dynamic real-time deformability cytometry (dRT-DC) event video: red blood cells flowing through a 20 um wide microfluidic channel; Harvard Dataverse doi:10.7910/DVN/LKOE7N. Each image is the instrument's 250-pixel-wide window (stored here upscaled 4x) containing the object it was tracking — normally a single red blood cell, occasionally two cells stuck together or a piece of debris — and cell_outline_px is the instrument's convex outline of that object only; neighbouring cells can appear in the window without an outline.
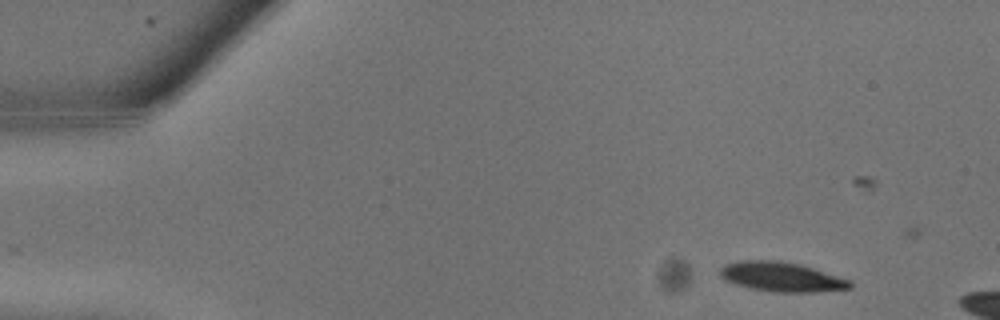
{"species": "common noctule bat (a hibernating species)", "species_latin": "Nyctalus noctula", "temperature_condition": "warm", "stored_images_in_passage": 7, "camera_frame_rate_fps": 3000, "um_per_image_px": 0.085, "animal": {"sex": "male", "body_mass_g": 13.3}, "frame": {"image": 1, "passage_image": 3, "time_ms": 0.667, "image_size_px": [1000, 320], "cell_outline_px": [[852, 288], [816, 292], [772, 292], [752, 288], [736, 284], [724, 280], [720, 276], [720, 268], [724, 264], [744, 260], [776, 260], [800, 264], [852, 280]], "centroid_in_image_um": [66.44, 23.53], "position_along_channel_um": 18.6, "area_um2": 22.43}}